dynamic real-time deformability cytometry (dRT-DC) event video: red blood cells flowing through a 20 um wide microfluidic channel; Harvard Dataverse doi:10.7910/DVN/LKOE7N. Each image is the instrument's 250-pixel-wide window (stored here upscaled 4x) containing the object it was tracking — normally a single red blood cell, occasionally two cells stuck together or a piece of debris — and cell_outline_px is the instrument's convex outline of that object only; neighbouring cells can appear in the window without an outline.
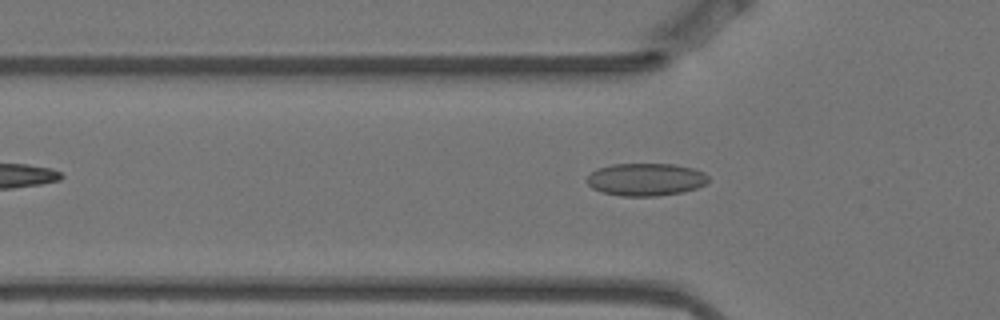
{"species": "Egyptian fruit bat (a non-hibernating species)", "species_latin": "Rousettus aegyptiacus", "temperature_condition": "warm", "stored_images_in_passage": 4, "camera_frame_rate_fps": 3000, "um_per_image_px": 0.085, "animal": {"sex": "female"}, "frame": {"image": 1, "passage_image": 4, "time_ms": 1.0, "image_size_px": [1000, 320], "cell_outline_px": [[708, 180], [704, 184], [696, 188], [680, 192], [656, 196], [620, 196], [604, 192], [592, 188], [588, 184], [588, 176], [596, 168], [612, 164], [676, 164], [692, 168], [704, 172], [708, 176]], "centroid_in_image_um": [54.88, 15.24], "position_along_channel_um": 70.9, "area_um2": 22.95}}